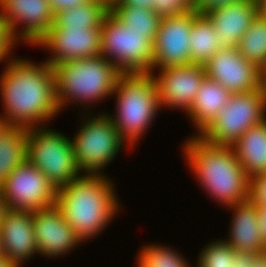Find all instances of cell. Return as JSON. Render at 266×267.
<instances>
[{
    "label": "cell",
    "instance_id": "obj_35",
    "mask_svg": "<svg viewBox=\"0 0 266 267\" xmlns=\"http://www.w3.org/2000/svg\"><path fill=\"white\" fill-rule=\"evenodd\" d=\"M257 220H258V228L260 230V234L266 245V207L257 206Z\"/></svg>",
    "mask_w": 266,
    "mask_h": 267
},
{
    "label": "cell",
    "instance_id": "obj_42",
    "mask_svg": "<svg viewBox=\"0 0 266 267\" xmlns=\"http://www.w3.org/2000/svg\"><path fill=\"white\" fill-rule=\"evenodd\" d=\"M5 204H4V201H3V198L1 197V193H0V218L2 216V213L3 211L5 210Z\"/></svg>",
    "mask_w": 266,
    "mask_h": 267
},
{
    "label": "cell",
    "instance_id": "obj_23",
    "mask_svg": "<svg viewBox=\"0 0 266 267\" xmlns=\"http://www.w3.org/2000/svg\"><path fill=\"white\" fill-rule=\"evenodd\" d=\"M190 64L205 65L223 46L217 40L210 19L205 14H197L191 26Z\"/></svg>",
    "mask_w": 266,
    "mask_h": 267
},
{
    "label": "cell",
    "instance_id": "obj_4",
    "mask_svg": "<svg viewBox=\"0 0 266 267\" xmlns=\"http://www.w3.org/2000/svg\"><path fill=\"white\" fill-rule=\"evenodd\" d=\"M52 69L56 101L60 111L71 101H79L80 105H91L113 95L122 73L101 55L54 64Z\"/></svg>",
    "mask_w": 266,
    "mask_h": 267
},
{
    "label": "cell",
    "instance_id": "obj_32",
    "mask_svg": "<svg viewBox=\"0 0 266 267\" xmlns=\"http://www.w3.org/2000/svg\"><path fill=\"white\" fill-rule=\"evenodd\" d=\"M14 45L15 43L8 35L5 25L0 21V62L10 57L9 53L13 51Z\"/></svg>",
    "mask_w": 266,
    "mask_h": 267
},
{
    "label": "cell",
    "instance_id": "obj_27",
    "mask_svg": "<svg viewBox=\"0 0 266 267\" xmlns=\"http://www.w3.org/2000/svg\"><path fill=\"white\" fill-rule=\"evenodd\" d=\"M137 256V267H190L181 256L172 248L161 245H146Z\"/></svg>",
    "mask_w": 266,
    "mask_h": 267
},
{
    "label": "cell",
    "instance_id": "obj_37",
    "mask_svg": "<svg viewBox=\"0 0 266 267\" xmlns=\"http://www.w3.org/2000/svg\"><path fill=\"white\" fill-rule=\"evenodd\" d=\"M250 267H266V257L261 254Z\"/></svg>",
    "mask_w": 266,
    "mask_h": 267
},
{
    "label": "cell",
    "instance_id": "obj_12",
    "mask_svg": "<svg viewBox=\"0 0 266 267\" xmlns=\"http://www.w3.org/2000/svg\"><path fill=\"white\" fill-rule=\"evenodd\" d=\"M197 14L192 9L185 14L160 19L153 43L152 73L157 67L156 70H160L170 66L190 65L191 26Z\"/></svg>",
    "mask_w": 266,
    "mask_h": 267
},
{
    "label": "cell",
    "instance_id": "obj_31",
    "mask_svg": "<svg viewBox=\"0 0 266 267\" xmlns=\"http://www.w3.org/2000/svg\"><path fill=\"white\" fill-rule=\"evenodd\" d=\"M239 1L243 0H196L193 9L199 14H206L216 7L227 6Z\"/></svg>",
    "mask_w": 266,
    "mask_h": 267
},
{
    "label": "cell",
    "instance_id": "obj_45",
    "mask_svg": "<svg viewBox=\"0 0 266 267\" xmlns=\"http://www.w3.org/2000/svg\"><path fill=\"white\" fill-rule=\"evenodd\" d=\"M2 255L1 243H0V256Z\"/></svg>",
    "mask_w": 266,
    "mask_h": 267
},
{
    "label": "cell",
    "instance_id": "obj_15",
    "mask_svg": "<svg viewBox=\"0 0 266 267\" xmlns=\"http://www.w3.org/2000/svg\"><path fill=\"white\" fill-rule=\"evenodd\" d=\"M159 71L158 76L152 73V77L157 87L160 109L162 106L171 109L178 107L188 112L206 76L205 66L201 64L170 66Z\"/></svg>",
    "mask_w": 266,
    "mask_h": 267
},
{
    "label": "cell",
    "instance_id": "obj_30",
    "mask_svg": "<svg viewBox=\"0 0 266 267\" xmlns=\"http://www.w3.org/2000/svg\"><path fill=\"white\" fill-rule=\"evenodd\" d=\"M255 206L266 207V172L249 178V197Z\"/></svg>",
    "mask_w": 266,
    "mask_h": 267
},
{
    "label": "cell",
    "instance_id": "obj_6",
    "mask_svg": "<svg viewBox=\"0 0 266 267\" xmlns=\"http://www.w3.org/2000/svg\"><path fill=\"white\" fill-rule=\"evenodd\" d=\"M43 127L27 129V159L58 189L81 172L76 164L72 139Z\"/></svg>",
    "mask_w": 266,
    "mask_h": 267
},
{
    "label": "cell",
    "instance_id": "obj_19",
    "mask_svg": "<svg viewBox=\"0 0 266 267\" xmlns=\"http://www.w3.org/2000/svg\"><path fill=\"white\" fill-rule=\"evenodd\" d=\"M230 208L235 211L230 236L225 241L236 251L263 254L266 245L258 228L257 206L247 200Z\"/></svg>",
    "mask_w": 266,
    "mask_h": 267
},
{
    "label": "cell",
    "instance_id": "obj_34",
    "mask_svg": "<svg viewBox=\"0 0 266 267\" xmlns=\"http://www.w3.org/2000/svg\"><path fill=\"white\" fill-rule=\"evenodd\" d=\"M89 0H48L54 14L61 10L75 8Z\"/></svg>",
    "mask_w": 266,
    "mask_h": 267
},
{
    "label": "cell",
    "instance_id": "obj_8",
    "mask_svg": "<svg viewBox=\"0 0 266 267\" xmlns=\"http://www.w3.org/2000/svg\"><path fill=\"white\" fill-rule=\"evenodd\" d=\"M107 114L103 112L97 114L98 117L85 118L72 138L76 164L81 173L84 171L83 174H101V169L115 159L126 143Z\"/></svg>",
    "mask_w": 266,
    "mask_h": 267
},
{
    "label": "cell",
    "instance_id": "obj_21",
    "mask_svg": "<svg viewBox=\"0 0 266 267\" xmlns=\"http://www.w3.org/2000/svg\"><path fill=\"white\" fill-rule=\"evenodd\" d=\"M245 174L251 178L266 172V119L251 126L232 145Z\"/></svg>",
    "mask_w": 266,
    "mask_h": 267
},
{
    "label": "cell",
    "instance_id": "obj_5",
    "mask_svg": "<svg viewBox=\"0 0 266 267\" xmlns=\"http://www.w3.org/2000/svg\"><path fill=\"white\" fill-rule=\"evenodd\" d=\"M113 94L117 110L114 117L109 115L121 138L132 148L160 109L152 73H121Z\"/></svg>",
    "mask_w": 266,
    "mask_h": 267
},
{
    "label": "cell",
    "instance_id": "obj_20",
    "mask_svg": "<svg viewBox=\"0 0 266 267\" xmlns=\"http://www.w3.org/2000/svg\"><path fill=\"white\" fill-rule=\"evenodd\" d=\"M232 94L217 81L207 75L195 94L187 115L197 127L200 135L217 117L219 111L228 103Z\"/></svg>",
    "mask_w": 266,
    "mask_h": 267
},
{
    "label": "cell",
    "instance_id": "obj_29",
    "mask_svg": "<svg viewBox=\"0 0 266 267\" xmlns=\"http://www.w3.org/2000/svg\"><path fill=\"white\" fill-rule=\"evenodd\" d=\"M192 9L187 0H153V11L161 18L185 14Z\"/></svg>",
    "mask_w": 266,
    "mask_h": 267
},
{
    "label": "cell",
    "instance_id": "obj_26",
    "mask_svg": "<svg viewBox=\"0 0 266 267\" xmlns=\"http://www.w3.org/2000/svg\"><path fill=\"white\" fill-rule=\"evenodd\" d=\"M110 12L125 26L128 31L147 33L155 40L161 17L153 9L128 5H113Z\"/></svg>",
    "mask_w": 266,
    "mask_h": 267
},
{
    "label": "cell",
    "instance_id": "obj_13",
    "mask_svg": "<svg viewBox=\"0 0 266 267\" xmlns=\"http://www.w3.org/2000/svg\"><path fill=\"white\" fill-rule=\"evenodd\" d=\"M35 46H43L52 56L50 66L65 61L97 57L101 54V27H51Z\"/></svg>",
    "mask_w": 266,
    "mask_h": 267
},
{
    "label": "cell",
    "instance_id": "obj_10",
    "mask_svg": "<svg viewBox=\"0 0 266 267\" xmlns=\"http://www.w3.org/2000/svg\"><path fill=\"white\" fill-rule=\"evenodd\" d=\"M5 208L33 211L56 204V187L28 159L15 168L0 187Z\"/></svg>",
    "mask_w": 266,
    "mask_h": 267
},
{
    "label": "cell",
    "instance_id": "obj_41",
    "mask_svg": "<svg viewBox=\"0 0 266 267\" xmlns=\"http://www.w3.org/2000/svg\"><path fill=\"white\" fill-rule=\"evenodd\" d=\"M104 3L108 8H111L117 0H96Z\"/></svg>",
    "mask_w": 266,
    "mask_h": 267
},
{
    "label": "cell",
    "instance_id": "obj_25",
    "mask_svg": "<svg viewBox=\"0 0 266 267\" xmlns=\"http://www.w3.org/2000/svg\"><path fill=\"white\" fill-rule=\"evenodd\" d=\"M237 49L246 60L260 70L266 65V18L260 13L243 34Z\"/></svg>",
    "mask_w": 266,
    "mask_h": 267
},
{
    "label": "cell",
    "instance_id": "obj_16",
    "mask_svg": "<svg viewBox=\"0 0 266 267\" xmlns=\"http://www.w3.org/2000/svg\"><path fill=\"white\" fill-rule=\"evenodd\" d=\"M2 255L15 267L38 253L31 211L5 209L0 218Z\"/></svg>",
    "mask_w": 266,
    "mask_h": 267
},
{
    "label": "cell",
    "instance_id": "obj_2",
    "mask_svg": "<svg viewBox=\"0 0 266 267\" xmlns=\"http://www.w3.org/2000/svg\"><path fill=\"white\" fill-rule=\"evenodd\" d=\"M103 174H80L57 189L56 206L83 242L101 233L118 213L114 183Z\"/></svg>",
    "mask_w": 266,
    "mask_h": 267
},
{
    "label": "cell",
    "instance_id": "obj_14",
    "mask_svg": "<svg viewBox=\"0 0 266 267\" xmlns=\"http://www.w3.org/2000/svg\"><path fill=\"white\" fill-rule=\"evenodd\" d=\"M206 75L231 93L261 89V70L246 60L237 47H223L204 65Z\"/></svg>",
    "mask_w": 266,
    "mask_h": 267
},
{
    "label": "cell",
    "instance_id": "obj_11",
    "mask_svg": "<svg viewBox=\"0 0 266 267\" xmlns=\"http://www.w3.org/2000/svg\"><path fill=\"white\" fill-rule=\"evenodd\" d=\"M0 9V21L15 44L24 40L36 45L54 23L48 0H0ZM19 24L23 25L21 29L17 28Z\"/></svg>",
    "mask_w": 266,
    "mask_h": 267
},
{
    "label": "cell",
    "instance_id": "obj_36",
    "mask_svg": "<svg viewBox=\"0 0 266 267\" xmlns=\"http://www.w3.org/2000/svg\"><path fill=\"white\" fill-rule=\"evenodd\" d=\"M114 5L136 6L140 9H153V0H117Z\"/></svg>",
    "mask_w": 266,
    "mask_h": 267
},
{
    "label": "cell",
    "instance_id": "obj_7",
    "mask_svg": "<svg viewBox=\"0 0 266 267\" xmlns=\"http://www.w3.org/2000/svg\"><path fill=\"white\" fill-rule=\"evenodd\" d=\"M154 40L147 33L128 31L110 11L101 25V56L122 73H152Z\"/></svg>",
    "mask_w": 266,
    "mask_h": 267
},
{
    "label": "cell",
    "instance_id": "obj_38",
    "mask_svg": "<svg viewBox=\"0 0 266 267\" xmlns=\"http://www.w3.org/2000/svg\"><path fill=\"white\" fill-rule=\"evenodd\" d=\"M261 90L266 98V65L261 69Z\"/></svg>",
    "mask_w": 266,
    "mask_h": 267
},
{
    "label": "cell",
    "instance_id": "obj_24",
    "mask_svg": "<svg viewBox=\"0 0 266 267\" xmlns=\"http://www.w3.org/2000/svg\"><path fill=\"white\" fill-rule=\"evenodd\" d=\"M110 11L104 3L89 0L80 6L61 10L54 14L53 27H90L99 28Z\"/></svg>",
    "mask_w": 266,
    "mask_h": 267
},
{
    "label": "cell",
    "instance_id": "obj_1",
    "mask_svg": "<svg viewBox=\"0 0 266 267\" xmlns=\"http://www.w3.org/2000/svg\"><path fill=\"white\" fill-rule=\"evenodd\" d=\"M1 76L2 116L7 126L28 129L59 115L52 66L10 58Z\"/></svg>",
    "mask_w": 266,
    "mask_h": 267
},
{
    "label": "cell",
    "instance_id": "obj_40",
    "mask_svg": "<svg viewBox=\"0 0 266 267\" xmlns=\"http://www.w3.org/2000/svg\"><path fill=\"white\" fill-rule=\"evenodd\" d=\"M0 267H15L3 255L0 256Z\"/></svg>",
    "mask_w": 266,
    "mask_h": 267
},
{
    "label": "cell",
    "instance_id": "obj_9",
    "mask_svg": "<svg viewBox=\"0 0 266 267\" xmlns=\"http://www.w3.org/2000/svg\"><path fill=\"white\" fill-rule=\"evenodd\" d=\"M266 98L261 89L232 94L212 123L199 135L216 145H234L251 126L265 117Z\"/></svg>",
    "mask_w": 266,
    "mask_h": 267
},
{
    "label": "cell",
    "instance_id": "obj_18",
    "mask_svg": "<svg viewBox=\"0 0 266 267\" xmlns=\"http://www.w3.org/2000/svg\"><path fill=\"white\" fill-rule=\"evenodd\" d=\"M258 13L257 0H243L216 7L205 15L210 19L219 43L223 47H237Z\"/></svg>",
    "mask_w": 266,
    "mask_h": 267
},
{
    "label": "cell",
    "instance_id": "obj_44",
    "mask_svg": "<svg viewBox=\"0 0 266 267\" xmlns=\"http://www.w3.org/2000/svg\"><path fill=\"white\" fill-rule=\"evenodd\" d=\"M192 6L195 4L196 0H187Z\"/></svg>",
    "mask_w": 266,
    "mask_h": 267
},
{
    "label": "cell",
    "instance_id": "obj_43",
    "mask_svg": "<svg viewBox=\"0 0 266 267\" xmlns=\"http://www.w3.org/2000/svg\"><path fill=\"white\" fill-rule=\"evenodd\" d=\"M2 114H0V133L2 132V130L7 126L5 123V119L3 118V116H1Z\"/></svg>",
    "mask_w": 266,
    "mask_h": 267
},
{
    "label": "cell",
    "instance_id": "obj_39",
    "mask_svg": "<svg viewBox=\"0 0 266 267\" xmlns=\"http://www.w3.org/2000/svg\"><path fill=\"white\" fill-rule=\"evenodd\" d=\"M259 13L266 18V0H257Z\"/></svg>",
    "mask_w": 266,
    "mask_h": 267
},
{
    "label": "cell",
    "instance_id": "obj_22",
    "mask_svg": "<svg viewBox=\"0 0 266 267\" xmlns=\"http://www.w3.org/2000/svg\"><path fill=\"white\" fill-rule=\"evenodd\" d=\"M27 159V128L6 126L0 133V187Z\"/></svg>",
    "mask_w": 266,
    "mask_h": 267
},
{
    "label": "cell",
    "instance_id": "obj_46",
    "mask_svg": "<svg viewBox=\"0 0 266 267\" xmlns=\"http://www.w3.org/2000/svg\"><path fill=\"white\" fill-rule=\"evenodd\" d=\"M263 254L266 257V246H265V249H264V253Z\"/></svg>",
    "mask_w": 266,
    "mask_h": 267
},
{
    "label": "cell",
    "instance_id": "obj_3",
    "mask_svg": "<svg viewBox=\"0 0 266 267\" xmlns=\"http://www.w3.org/2000/svg\"><path fill=\"white\" fill-rule=\"evenodd\" d=\"M183 144L185 160L200 185L225 207L243 203L249 197V177L232 146L211 144L201 136Z\"/></svg>",
    "mask_w": 266,
    "mask_h": 267
},
{
    "label": "cell",
    "instance_id": "obj_28",
    "mask_svg": "<svg viewBox=\"0 0 266 267\" xmlns=\"http://www.w3.org/2000/svg\"><path fill=\"white\" fill-rule=\"evenodd\" d=\"M235 253L225 239L210 242L199 253L197 267H233Z\"/></svg>",
    "mask_w": 266,
    "mask_h": 267
},
{
    "label": "cell",
    "instance_id": "obj_17",
    "mask_svg": "<svg viewBox=\"0 0 266 267\" xmlns=\"http://www.w3.org/2000/svg\"><path fill=\"white\" fill-rule=\"evenodd\" d=\"M32 214L38 254L57 257L82 243L56 205L33 210Z\"/></svg>",
    "mask_w": 266,
    "mask_h": 267
},
{
    "label": "cell",
    "instance_id": "obj_33",
    "mask_svg": "<svg viewBox=\"0 0 266 267\" xmlns=\"http://www.w3.org/2000/svg\"><path fill=\"white\" fill-rule=\"evenodd\" d=\"M261 254L236 251L233 256V267H250Z\"/></svg>",
    "mask_w": 266,
    "mask_h": 267
}]
</instances>
